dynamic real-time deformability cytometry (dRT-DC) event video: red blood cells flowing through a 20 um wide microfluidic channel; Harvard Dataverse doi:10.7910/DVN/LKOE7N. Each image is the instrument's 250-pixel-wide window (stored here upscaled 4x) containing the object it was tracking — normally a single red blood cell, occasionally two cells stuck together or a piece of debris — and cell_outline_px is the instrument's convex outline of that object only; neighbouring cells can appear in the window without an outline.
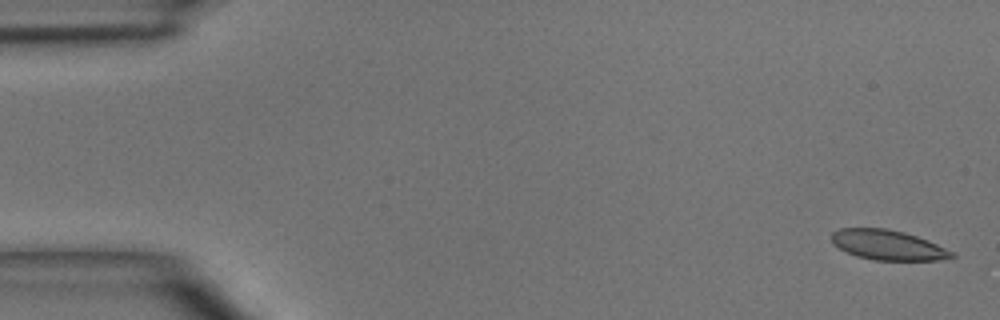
{"species": "common noctule bat (a hibernating species)", "species_latin": "Nyctalus noctula", "temperature_condition": "room temperature", "stored_images_in_passage": 3, "camera_frame_rate_fps": 3000, "um_per_image_px": 0.085, "animal": {"sex": "male", "body_mass_g": 15.6}, "frame": {"image": 1, "passage_image": 1, "time_ms": 0.0, "image_size_px": [1000, 320], "cell_outline_px": [[956, 256], [936, 260], [872, 260], [856, 256], [832, 244], [832, 232], [840, 228], [888, 228], [904, 232], [928, 240], [952, 252]], "centroid_in_image_um": [75.43, 20.82], "position_along_channel_um": 9.6, "area_um2": 20.81}}
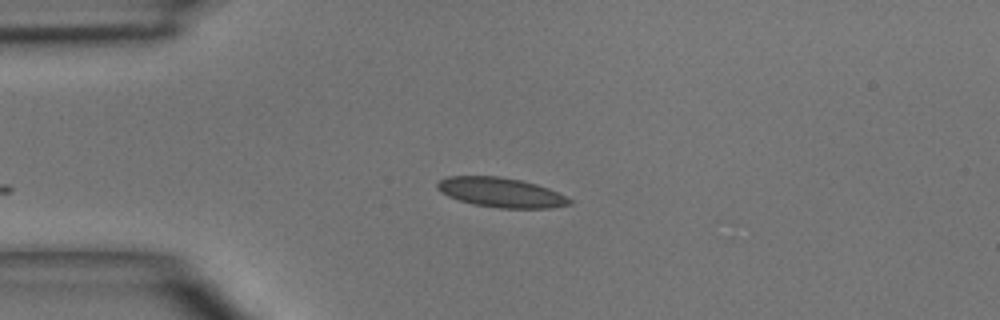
{"frame": {"image": 2, "passage_image": 3, "time_ms": 3.333, "image_size_px": [1000, 320], "cell_outline_px": [[572, 204], [552, 208], [500, 208], [472, 204], [448, 196], [440, 192], [436, 188], [436, 184], [440, 180], [448, 176], [496, 176], [520, 180], [536, 184], [548, 188], [572, 200]], "centroid_in_image_um": [42.56, 16.36], "position_along_channel_um": 42.4, "area_um2": 22.72}}